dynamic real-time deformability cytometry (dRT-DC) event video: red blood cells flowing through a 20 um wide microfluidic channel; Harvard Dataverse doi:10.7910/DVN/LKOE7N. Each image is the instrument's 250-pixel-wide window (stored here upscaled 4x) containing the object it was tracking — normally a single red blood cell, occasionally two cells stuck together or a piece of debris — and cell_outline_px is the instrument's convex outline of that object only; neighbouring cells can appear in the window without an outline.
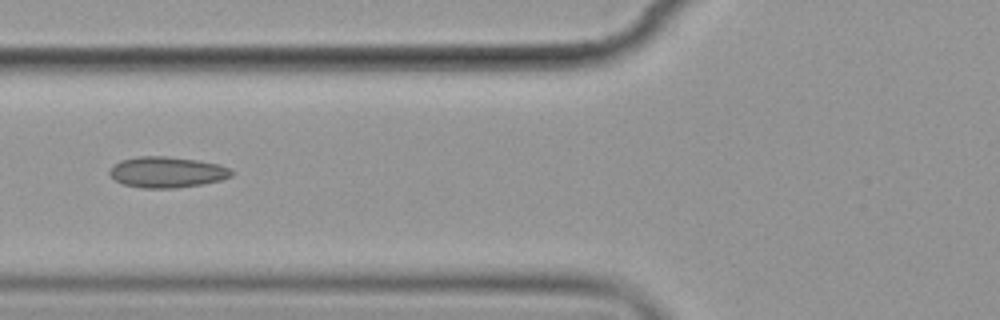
{"species": "common noctule bat (a hibernating species)", "species_latin": "Nyctalus noctula", "temperature_condition": "cold", "stored_images_in_passage": 12, "camera_frame_rate_fps": 3000, "um_per_image_px": 0.085, "animal": {"sex": "female", "body_mass_g": 19.9}, "frame": {"image": 1, "passage_image": 3, "time_ms": 2.667, "image_size_px": [1000, 320], "cell_outline_px": [[236, 172], [232, 176], [220, 180], [200, 184], [176, 188], [140, 188], [124, 184], [116, 180], [108, 172], [120, 160], [140, 156], [164, 156], [200, 160], [220, 164]], "centroid_in_image_um": [14.23, 14.63], "position_along_channel_um": 111.6, "area_um2": 21.91}}
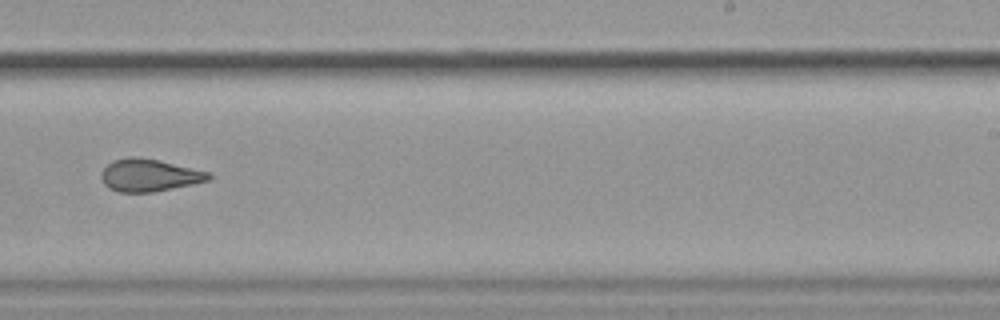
{"frame": {"image": 2, "passage_image": 7, "time_ms": 7.333, "image_size_px": [1000, 320], "cell_outline_px": [[212, 180], [152, 192], [120, 192], [108, 188], [104, 184], [100, 176], [100, 172], [112, 160], [128, 156], [140, 156], [160, 160], [212, 172]], "centroid_in_image_um": [12.7, 14.87], "position_along_channel_um": 276.3, "area_um2": 20.69}}
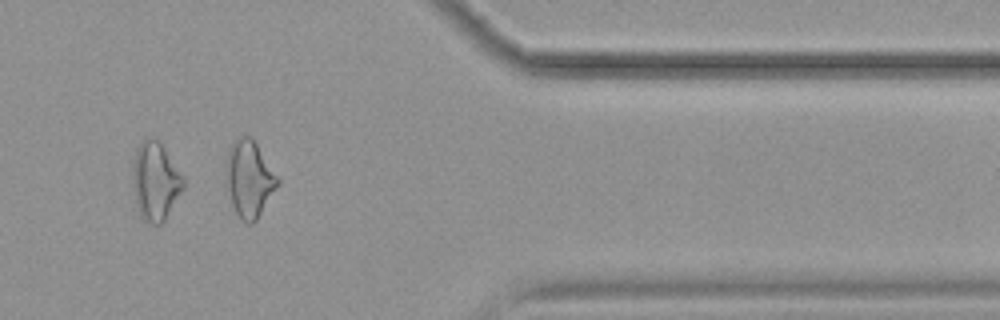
{"frame": {"image": 3, "passage_image": 10, "time_ms": 11.0, "image_size_px": [1000, 320], "cell_outline_px": [[280, 184], [256, 220], [252, 224], [248, 224], [240, 220], [232, 204], [228, 184], [228, 152], [232, 144], [236, 140], [244, 136], [252, 136], [280, 180]], "centroid_in_image_um": [21.25, 15.23], "position_along_channel_um": 390.2, "area_um2": 22.43}, "authors_computed_cell_mechanics": {"area_um2": 21.5594, "velocity_mm_per_s": 3.5418, "shape_relaxation_time_tau1_ms": null, "shape_relaxation_time_tau2_ms": 2.1873, "deformation_change_tau1": null, "deformation_change_tau2": 0.0642}}